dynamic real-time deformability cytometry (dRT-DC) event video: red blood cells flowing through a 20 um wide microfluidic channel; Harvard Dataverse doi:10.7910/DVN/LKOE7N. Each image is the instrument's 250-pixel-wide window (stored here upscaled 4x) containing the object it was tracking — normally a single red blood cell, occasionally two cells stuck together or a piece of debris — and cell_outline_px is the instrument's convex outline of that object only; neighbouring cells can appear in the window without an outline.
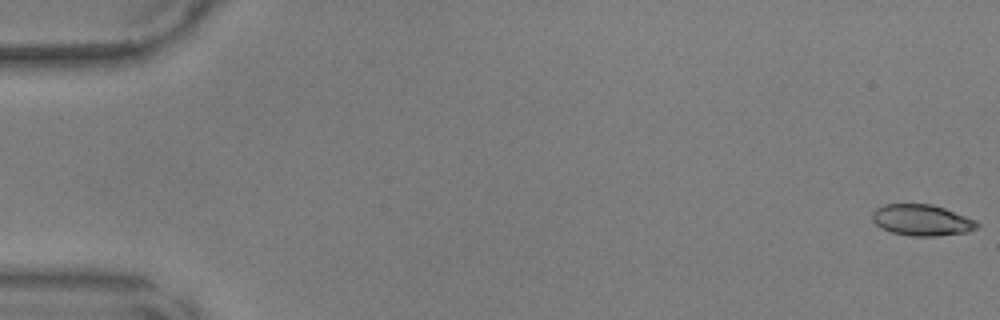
{"species": "common noctule bat (a hibernating species)", "species_latin": "Nyctalus noctula", "temperature_condition": "warm", "stored_images_in_passage": 49, "camera_frame_rate_fps": 3000, "um_per_image_px": 0.085, "animal": {"sex": "male", "body_mass_g": 17.9, "forearm_length_mm": 54.2}, "frame": {"image": 1, "passage_image": 1, "time_ms": 0.0, "image_size_px": [1000, 320], "cell_outline_px": [[980, 224], [976, 228], [964, 232], [936, 236], [912, 236], [892, 232], [880, 228], [872, 220], [872, 212], [876, 208], [884, 204], [932, 204], [944, 208], [976, 220]], "centroid_in_image_um": [78.32, 18.7], "position_along_channel_um": 6.7, "area_um2": 18.96}}
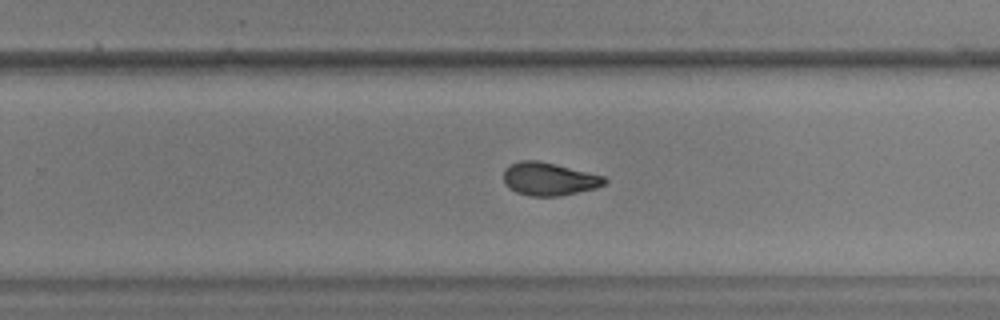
{"frame": {"image": 2, "passage_image": 32, "time_ms": 10.333, "image_size_px": [1000, 320], "cell_outline_px": [[608, 180], [604, 184], [596, 188], [560, 196], [528, 196], [516, 192], [508, 188], [504, 184], [504, 168], [520, 160], [540, 160], [604, 176]], "centroid_in_image_um": [46.64, 15.21], "position_along_channel_um": 283.2, "area_um2": 19.54}}
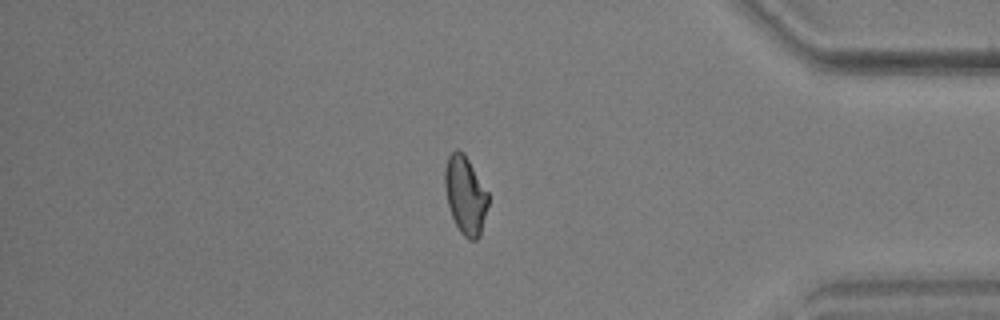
{"frame": {"image": 3, "passage_image": 42, "time_ms": 13.667, "image_size_px": [1000, 320], "cell_outline_px": [[488, 204], [480, 236], [476, 240], [468, 240], [460, 232], [452, 216], [448, 204], [444, 188], [444, 168], [448, 156], [456, 148], [464, 152], [488, 192]], "centroid_in_image_um": [39.54, 16.57], "position_along_channel_um": 395.7, "area_um2": 19.83}}